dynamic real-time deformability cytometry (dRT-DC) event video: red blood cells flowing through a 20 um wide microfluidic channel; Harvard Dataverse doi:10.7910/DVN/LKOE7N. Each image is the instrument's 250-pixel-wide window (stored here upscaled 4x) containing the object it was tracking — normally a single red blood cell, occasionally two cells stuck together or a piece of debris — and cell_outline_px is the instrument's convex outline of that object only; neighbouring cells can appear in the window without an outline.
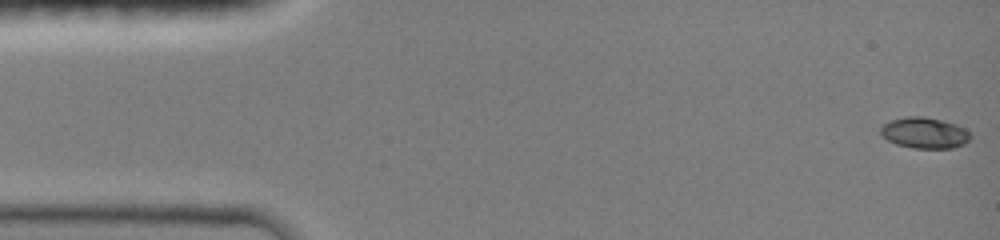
{"species": "common noctule bat (a hibernating species)", "species_latin": "Nyctalus noctula", "temperature_condition": "room temperature", "stored_images_in_passage": 44, "camera_frame_rate_fps": 3000, "um_per_image_px": 0.085, "animal": {"sex": "female", "body_mass_g": 19.0, "forearm_length_mm": 51.5}, "frame": {"image": 1, "passage_image": 1, "time_ms": 0.0, "image_size_px": [1000, 240], "cell_outline_px": [[972, 136], [964, 144], [952, 148], [912, 148], [896, 144], [888, 140], [880, 132], [880, 128], [884, 124], [892, 120], [908, 116], [924, 116], [956, 124], [964, 128]], "centroid_in_image_um": [78.59, 11.3], "position_along_channel_um": 6.4, "area_um2": 16.07}}
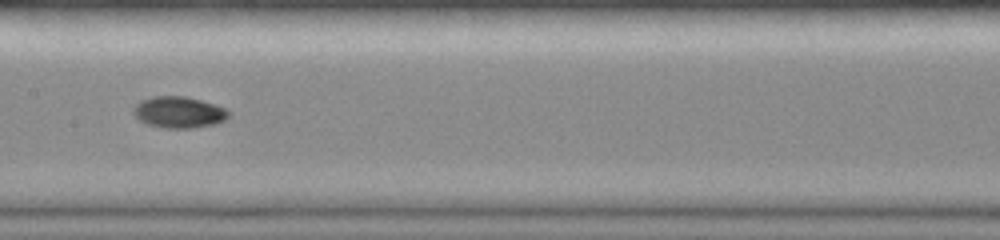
{"frame": {"image": 2, "passage_image": 24, "time_ms": 7.667, "image_size_px": [1000, 240], "cell_outline_px": [[232, 112], [224, 120], [216, 124], [192, 128], [164, 128], [148, 124], [140, 120], [132, 112], [132, 108], [140, 100], [152, 96], [184, 96], [200, 100], [224, 108]], "centroid_in_image_um": [15.18, 9.54], "position_along_channel_um": 192.2, "area_um2": 17.4}}
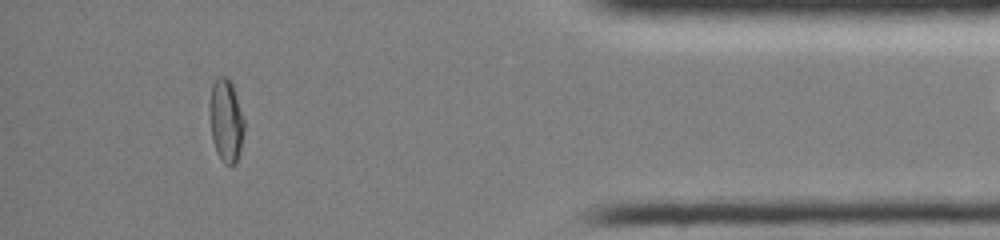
{"frame": {"image": 3, "passage_image": 43, "time_ms": 14.0, "image_size_px": [1000, 240], "cell_outline_px": [[244, 132], [240, 152], [236, 164], [224, 164], [216, 152], [212, 140], [208, 112], [208, 104], [212, 84], [216, 76], [228, 76], [232, 84], [244, 120]], "centroid_in_image_um": [19.18, 10.23], "position_along_channel_um": 416.0, "area_um2": 17.11}}